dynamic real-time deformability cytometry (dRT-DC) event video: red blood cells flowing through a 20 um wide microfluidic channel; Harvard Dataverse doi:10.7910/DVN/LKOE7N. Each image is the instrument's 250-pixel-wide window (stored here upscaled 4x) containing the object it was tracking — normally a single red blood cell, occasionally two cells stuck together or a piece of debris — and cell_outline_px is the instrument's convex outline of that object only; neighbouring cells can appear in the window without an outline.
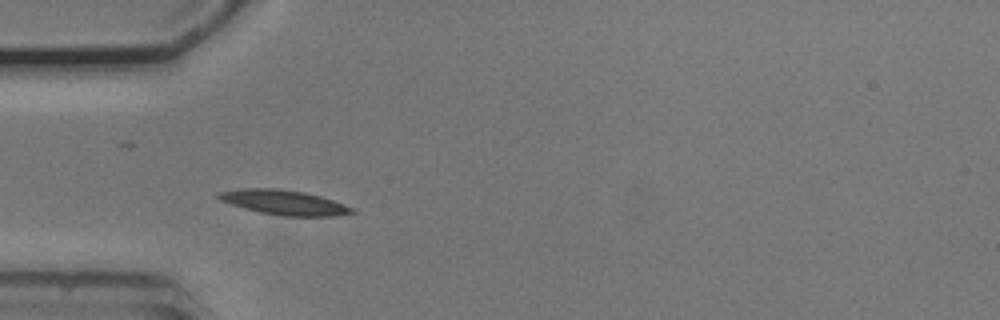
{"species": "common noctule bat (a hibernating species)", "species_latin": "Nyctalus noctula", "temperature_condition": "cold", "stored_images_in_passage": 16, "camera_frame_rate_fps": 3000, "um_per_image_px": 0.085, "animal": {"sex": "male", "body_mass_g": 20.5, "forearm_length_mm": 52.5}, "frame": {"image": 1, "passage_image": 10, "time_ms": 3.0, "image_size_px": [1000, 320], "cell_outline_px": [[356, 212], [336, 216], [284, 216], [260, 212], [244, 208], [220, 200], [216, 196], [216, 192], [244, 188], [276, 188], [304, 192], [320, 196], [344, 204], [352, 208]], "centroid_in_image_um": [24.13, 17.2], "position_along_channel_um": 60.9, "area_um2": 19.13}}
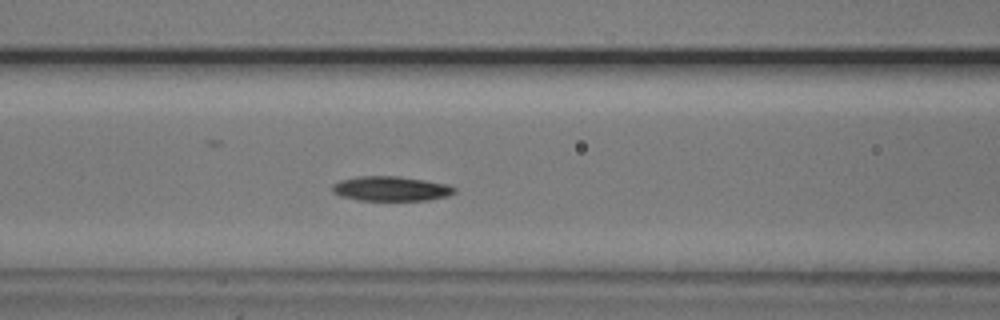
{"frame": {"image": 2, "passage_image": 16, "time_ms": 5.0, "image_size_px": [1000, 320], "cell_outline_px": [[456, 192], [448, 196], [428, 200], [360, 200], [340, 196], [332, 192], [332, 184], [340, 180], [356, 176], [400, 176], [448, 184], [456, 188]], "centroid_in_image_um": [33.23, 16.03], "position_along_channel_um": 133.4, "area_um2": 17.69}}